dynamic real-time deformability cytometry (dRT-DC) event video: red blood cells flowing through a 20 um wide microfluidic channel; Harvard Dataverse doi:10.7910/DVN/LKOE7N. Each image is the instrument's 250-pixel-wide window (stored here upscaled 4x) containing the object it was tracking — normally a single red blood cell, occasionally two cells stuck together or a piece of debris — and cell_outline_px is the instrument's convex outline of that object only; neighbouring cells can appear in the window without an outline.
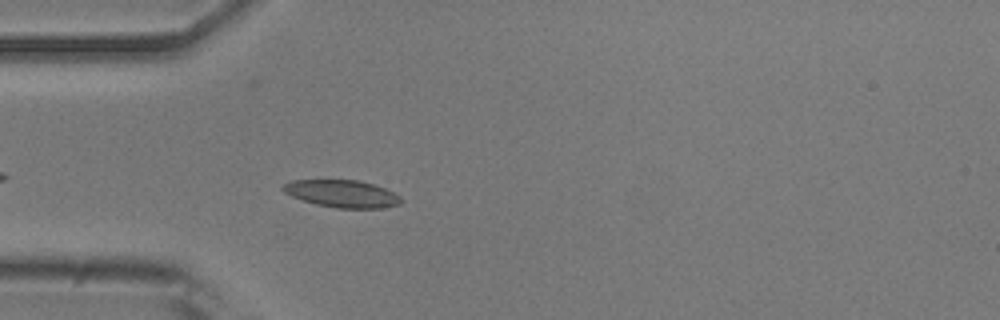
{"species": "common noctule bat (a hibernating species)", "species_latin": "Nyctalus noctula", "temperature_condition": "room temperature", "stored_images_in_passage": 38, "camera_frame_rate_fps": 3000, "um_per_image_px": 0.085, "animal": {"sex": "male", "body_mass_g": 20.5, "forearm_length_mm": 52.5}, "frame": {"image": 1, "passage_image": 4, "time_ms": 1.0, "image_size_px": [1000, 320], "cell_outline_px": [[404, 200], [400, 204], [384, 208], [336, 208], [316, 204], [292, 196], [284, 192], [280, 188], [284, 184], [292, 180], [360, 180], [396, 192]], "centroid_in_image_um": [29.12, 16.46], "position_along_channel_um": 55.9, "area_um2": 18.9}}
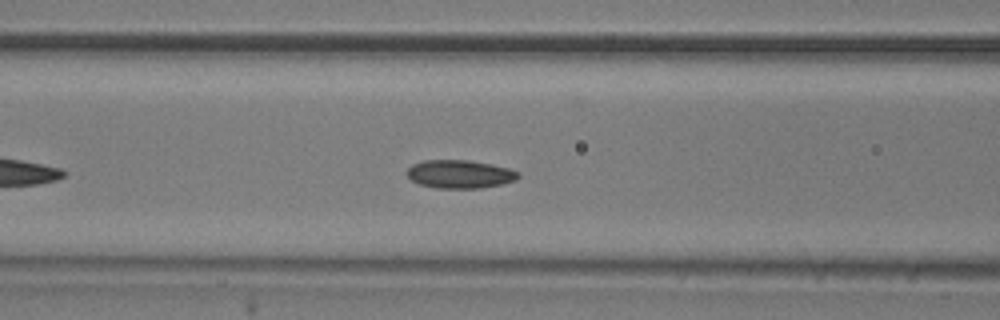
{"frame": {"image": 2, "passage_image": 10, "time_ms": 3.0, "image_size_px": [1000, 320], "cell_outline_px": [[520, 176], [516, 180], [500, 184], [480, 188], [436, 188], [420, 184], [412, 180], [404, 172], [412, 164], [424, 160], [468, 160], [492, 164], [508, 168], [520, 172]], "centroid_in_image_um": [39.07, 14.79], "position_along_channel_um": 127.5, "area_um2": 18.38}}
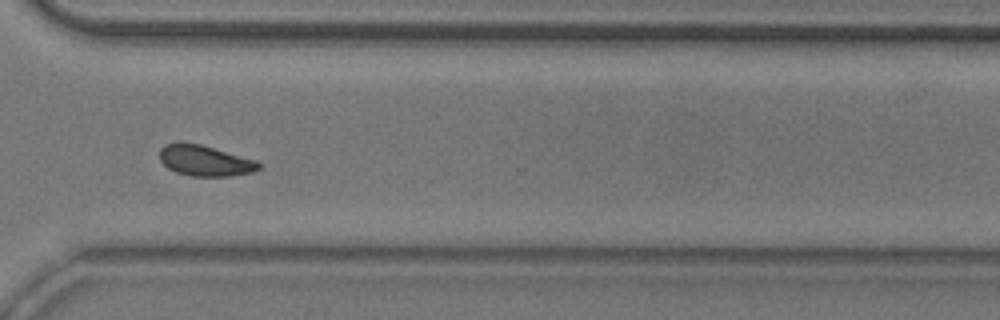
{"frame": {"image": 3, "passage_image": 28, "time_ms": 9.0, "image_size_px": [1000, 320], "cell_outline_px": [[260, 168], [252, 172], [232, 176], [192, 176], [176, 172], [168, 168], [160, 160], [160, 148], [164, 144], [200, 144], [256, 160], [260, 164]], "centroid_in_image_um": [17.44, 13.68], "position_along_channel_um": 353.2, "area_um2": 17.4}}